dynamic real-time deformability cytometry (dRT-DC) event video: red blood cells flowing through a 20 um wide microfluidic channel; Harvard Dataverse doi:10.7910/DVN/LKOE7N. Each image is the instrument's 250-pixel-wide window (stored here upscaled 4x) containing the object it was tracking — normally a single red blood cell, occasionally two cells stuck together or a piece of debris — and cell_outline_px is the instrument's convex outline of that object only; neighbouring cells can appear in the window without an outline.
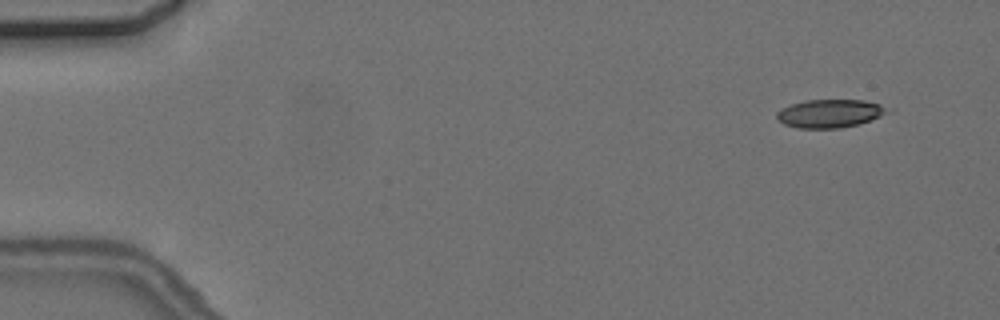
{"species": "common noctule bat (a hibernating species)", "species_latin": "Nyctalus noctula", "temperature_condition": "cold", "stored_images_in_passage": 7, "camera_frame_rate_fps": 3000, "um_per_image_px": 0.085, "animal": {"sex": "female", "body_mass_g": 24.6, "forearm_length_mm": 56.2}, "frame": {"image": 1, "passage_image": 1, "time_ms": 0.0, "image_size_px": [1000, 320], "cell_outline_px": [[892, 112], [860, 124], [840, 128], [796, 128], [784, 124], [776, 120], [776, 112], [780, 108], [804, 100], [864, 100], [880, 104], [892, 108]], "centroid_in_image_um": [70.56, 9.64], "position_along_channel_um": 14.4, "area_um2": 18.61}}
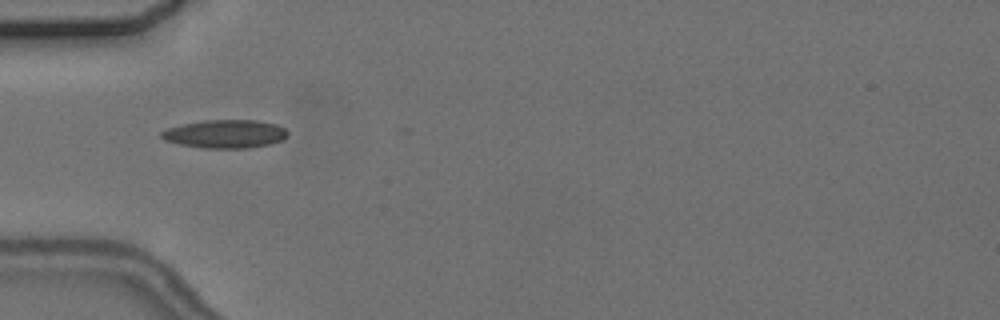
{"frame": {"image": 2, "passage_image": 5, "time_ms": 4.667, "image_size_px": [1000, 320], "cell_outline_px": [[288, 136], [284, 140], [272, 144], [248, 148], [204, 148], [180, 144], [164, 140], [160, 136], [160, 132], [168, 128], [180, 124], [204, 120], [256, 120], [276, 124], [284, 128], [288, 132]], "centroid_in_image_um": [19.16, 11.38], "position_along_channel_um": 65.8, "area_um2": 21.04}}
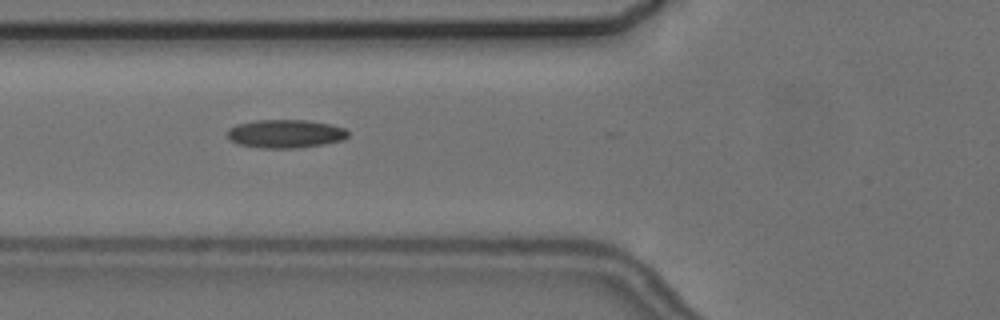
{"frame": {"image": 3, "passage_image": 6, "time_ms": 5.667, "image_size_px": [1000, 320], "cell_outline_px": [[348, 136], [344, 140], [324, 144], [296, 148], [260, 148], [240, 144], [228, 140], [228, 128], [236, 124], [256, 120], [308, 120], [328, 124], [344, 128], [348, 132]], "centroid_in_image_um": [24.24, 11.37], "position_along_channel_um": 101.6, "area_um2": 20.0}}